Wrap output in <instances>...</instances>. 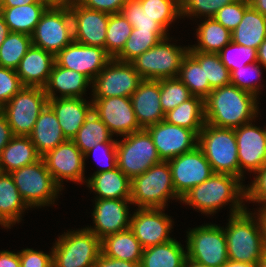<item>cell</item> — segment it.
I'll list each match as a JSON object with an SVG mask.
<instances>
[{"instance_id":"obj_1","label":"cell","mask_w":266,"mask_h":267,"mask_svg":"<svg viewBox=\"0 0 266 267\" xmlns=\"http://www.w3.org/2000/svg\"><path fill=\"white\" fill-rule=\"evenodd\" d=\"M257 97L229 84L215 88L204 99L205 121L209 125L235 129L258 116Z\"/></svg>"},{"instance_id":"obj_2","label":"cell","mask_w":266,"mask_h":267,"mask_svg":"<svg viewBox=\"0 0 266 267\" xmlns=\"http://www.w3.org/2000/svg\"><path fill=\"white\" fill-rule=\"evenodd\" d=\"M241 181L233 175L214 173L191 188L180 201L206 215L216 213V210L230 202V216L235 215L247 209L243 203V199L246 200V187Z\"/></svg>"},{"instance_id":"obj_3","label":"cell","mask_w":266,"mask_h":267,"mask_svg":"<svg viewBox=\"0 0 266 267\" xmlns=\"http://www.w3.org/2000/svg\"><path fill=\"white\" fill-rule=\"evenodd\" d=\"M255 213L245 210L231 215L227 227H223L226 237L228 260L257 265L266 252L262 232Z\"/></svg>"},{"instance_id":"obj_4","label":"cell","mask_w":266,"mask_h":267,"mask_svg":"<svg viewBox=\"0 0 266 267\" xmlns=\"http://www.w3.org/2000/svg\"><path fill=\"white\" fill-rule=\"evenodd\" d=\"M181 198L176 194L168 161L151 166L131 180V202L138 208H165L169 199Z\"/></svg>"},{"instance_id":"obj_5","label":"cell","mask_w":266,"mask_h":267,"mask_svg":"<svg viewBox=\"0 0 266 267\" xmlns=\"http://www.w3.org/2000/svg\"><path fill=\"white\" fill-rule=\"evenodd\" d=\"M214 173L240 178L238 148L234 129L205 123L198 135V145Z\"/></svg>"},{"instance_id":"obj_6","label":"cell","mask_w":266,"mask_h":267,"mask_svg":"<svg viewBox=\"0 0 266 267\" xmlns=\"http://www.w3.org/2000/svg\"><path fill=\"white\" fill-rule=\"evenodd\" d=\"M101 253V239L86 227L64 232L52 247L53 267H93Z\"/></svg>"},{"instance_id":"obj_7","label":"cell","mask_w":266,"mask_h":267,"mask_svg":"<svg viewBox=\"0 0 266 267\" xmlns=\"http://www.w3.org/2000/svg\"><path fill=\"white\" fill-rule=\"evenodd\" d=\"M10 174L22 199L30 208L54 204L62 190L53 180L42 157Z\"/></svg>"},{"instance_id":"obj_8","label":"cell","mask_w":266,"mask_h":267,"mask_svg":"<svg viewBox=\"0 0 266 267\" xmlns=\"http://www.w3.org/2000/svg\"><path fill=\"white\" fill-rule=\"evenodd\" d=\"M168 41L169 37L160 40L154 47L130 62L142 79L160 80L178 77L182 59L188 53L189 45L181 47Z\"/></svg>"},{"instance_id":"obj_9","label":"cell","mask_w":266,"mask_h":267,"mask_svg":"<svg viewBox=\"0 0 266 267\" xmlns=\"http://www.w3.org/2000/svg\"><path fill=\"white\" fill-rule=\"evenodd\" d=\"M116 156L117 167L130 180L161 162L153 140L144 128L117 141Z\"/></svg>"},{"instance_id":"obj_10","label":"cell","mask_w":266,"mask_h":267,"mask_svg":"<svg viewBox=\"0 0 266 267\" xmlns=\"http://www.w3.org/2000/svg\"><path fill=\"white\" fill-rule=\"evenodd\" d=\"M48 104L44 88L23 87L2 108L14 136H29Z\"/></svg>"},{"instance_id":"obj_11","label":"cell","mask_w":266,"mask_h":267,"mask_svg":"<svg viewBox=\"0 0 266 267\" xmlns=\"http://www.w3.org/2000/svg\"><path fill=\"white\" fill-rule=\"evenodd\" d=\"M32 45L54 55L74 41L70 9L47 7L40 17L33 34Z\"/></svg>"},{"instance_id":"obj_12","label":"cell","mask_w":266,"mask_h":267,"mask_svg":"<svg viewBox=\"0 0 266 267\" xmlns=\"http://www.w3.org/2000/svg\"><path fill=\"white\" fill-rule=\"evenodd\" d=\"M186 253L190 258L209 267H222L228 261L224 229L206 224L187 232Z\"/></svg>"},{"instance_id":"obj_13","label":"cell","mask_w":266,"mask_h":267,"mask_svg":"<svg viewBox=\"0 0 266 267\" xmlns=\"http://www.w3.org/2000/svg\"><path fill=\"white\" fill-rule=\"evenodd\" d=\"M140 74L130 62L112 58L92 82L93 98L128 97L142 81Z\"/></svg>"},{"instance_id":"obj_14","label":"cell","mask_w":266,"mask_h":267,"mask_svg":"<svg viewBox=\"0 0 266 267\" xmlns=\"http://www.w3.org/2000/svg\"><path fill=\"white\" fill-rule=\"evenodd\" d=\"M168 163L175 192L180 198L214 174L212 166L198 146L174 157Z\"/></svg>"},{"instance_id":"obj_15","label":"cell","mask_w":266,"mask_h":267,"mask_svg":"<svg viewBox=\"0 0 266 267\" xmlns=\"http://www.w3.org/2000/svg\"><path fill=\"white\" fill-rule=\"evenodd\" d=\"M55 183L62 189L63 180L84 182L85 156L73 140H66L42 156Z\"/></svg>"},{"instance_id":"obj_16","label":"cell","mask_w":266,"mask_h":267,"mask_svg":"<svg viewBox=\"0 0 266 267\" xmlns=\"http://www.w3.org/2000/svg\"><path fill=\"white\" fill-rule=\"evenodd\" d=\"M145 129L149 132L161 161H169L198 145V135L193 130L169 124L165 120Z\"/></svg>"},{"instance_id":"obj_17","label":"cell","mask_w":266,"mask_h":267,"mask_svg":"<svg viewBox=\"0 0 266 267\" xmlns=\"http://www.w3.org/2000/svg\"><path fill=\"white\" fill-rule=\"evenodd\" d=\"M92 102L93 111L112 135L119 134L122 137L142 129L137 123L131 98H93Z\"/></svg>"},{"instance_id":"obj_18","label":"cell","mask_w":266,"mask_h":267,"mask_svg":"<svg viewBox=\"0 0 266 267\" xmlns=\"http://www.w3.org/2000/svg\"><path fill=\"white\" fill-rule=\"evenodd\" d=\"M112 58L104 48L73 41L55 55V63L85 75L91 82Z\"/></svg>"},{"instance_id":"obj_19","label":"cell","mask_w":266,"mask_h":267,"mask_svg":"<svg viewBox=\"0 0 266 267\" xmlns=\"http://www.w3.org/2000/svg\"><path fill=\"white\" fill-rule=\"evenodd\" d=\"M165 208H138L130 218V229L143 248L166 243L172 219L164 213Z\"/></svg>"},{"instance_id":"obj_20","label":"cell","mask_w":266,"mask_h":267,"mask_svg":"<svg viewBox=\"0 0 266 267\" xmlns=\"http://www.w3.org/2000/svg\"><path fill=\"white\" fill-rule=\"evenodd\" d=\"M252 122L234 129L238 148L240 179L242 181L246 170L255 174L266 165V138L264 128L261 129V127H257L255 124L253 125Z\"/></svg>"},{"instance_id":"obj_21","label":"cell","mask_w":266,"mask_h":267,"mask_svg":"<svg viewBox=\"0 0 266 267\" xmlns=\"http://www.w3.org/2000/svg\"><path fill=\"white\" fill-rule=\"evenodd\" d=\"M69 9L73 23L74 41L105 49L110 14L86 8L79 3Z\"/></svg>"},{"instance_id":"obj_22","label":"cell","mask_w":266,"mask_h":267,"mask_svg":"<svg viewBox=\"0 0 266 267\" xmlns=\"http://www.w3.org/2000/svg\"><path fill=\"white\" fill-rule=\"evenodd\" d=\"M97 200V201H96ZM92 213L95 226L86 227L100 239L130 228V199H96ZM130 215V216H129Z\"/></svg>"},{"instance_id":"obj_23","label":"cell","mask_w":266,"mask_h":267,"mask_svg":"<svg viewBox=\"0 0 266 267\" xmlns=\"http://www.w3.org/2000/svg\"><path fill=\"white\" fill-rule=\"evenodd\" d=\"M130 98L137 123L141 128L145 129L164 120L159 80L143 79Z\"/></svg>"},{"instance_id":"obj_24","label":"cell","mask_w":266,"mask_h":267,"mask_svg":"<svg viewBox=\"0 0 266 267\" xmlns=\"http://www.w3.org/2000/svg\"><path fill=\"white\" fill-rule=\"evenodd\" d=\"M54 64V54L31 45L21 59L16 73L24 87L44 88Z\"/></svg>"},{"instance_id":"obj_25","label":"cell","mask_w":266,"mask_h":267,"mask_svg":"<svg viewBox=\"0 0 266 267\" xmlns=\"http://www.w3.org/2000/svg\"><path fill=\"white\" fill-rule=\"evenodd\" d=\"M89 102L84 98L48 99V105L53 109L66 139L72 140L77 135L93 111V102Z\"/></svg>"},{"instance_id":"obj_26","label":"cell","mask_w":266,"mask_h":267,"mask_svg":"<svg viewBox=\"0 0 266 267\" xmlns=\"http://www.w3.org/2000/svg\"><path fill=\"white\" fill-rule=\"evenodd\" d=\"M91 83L85 75L55 63L44 91L48 99L58 98L56 91L61 93L59 98H83L86 88Z\"/></svg>"},{"instance_id":"obj_27","label":"cell","mask_w":266,"mask_h":267,"mask_svg":"<svg viewBox=\"0 0 266 267\" xmlns=\"http://www.w3.org/2000/svg\"><path fill=\"white\" fill-rule=\"evenodd\" d=\"M29 138L41 157L67 140L53 109L48 104L38 116Z\"/></svg>"},{"instance_id":"obj_28","label":"cell","mask_w":266,"mask_h":267,"mask_svg":"<svg viewBox=\"0 0 266 267\" xmlns=\"http://www.w3.org/2000/svg\"><path fill=\"white\" fill-rule=\"evenodd\" d=\"M87 187L97 194L96 199H130L131 180L118 168L94 173L87 180ZM99 195V196H98Z\"/></svg>"},{"instance_id":"obj_29","label":"cell","mask_w":266,"mask_h":267,"mask_svg":"<svg viewBox=\"0 0 266 267\" xmlns=\"http://www.w3.org/2000/svg\"><path fill=\"white\" fill-rule=\"evenodd\" d=\"M27 208L12 175L0 172V225L8 229L16 222L19 223Z\"/></svg>"},{"instance_id":"obj_30","label":"cell","mask_w":266,"mask_h":267,"mask_svg":"<svg viewBox=\"0 0 266 267\" xmlns=\"http://www.w3.org/2000/svg\"><path fill=\"white\" fill-rule=\"evenodd\" d=\"M40 158L29 136H13L1 152L0 172L11 173Z\"/></svg>"},{"instance_id":"obj_31","label":"cell","mask_w":266,"mask_h":267,"mask_svg":"<svg viewBox=\"0 0 266 267\" xmlns=\"http://www.w3.org/2000/svg\"><path fill=\"white\" fill-rule=\"evenodd\" d=\"M143 250L130 228L101 239V253L113 259L140 263Z\"/></svg>"},{"instance_id":"obj_32","label":"cell","mask_w":266,"mask_h":267,"mask_svg":"<svg viewBox=\"0 0 266 267\" xmlns=\"http://www.w3.org/2000/svg\"><path fill=\"white\" fill-rule=\"evenodd\" d=\"M232 42L246 47L258 49L266 39V16L250 6L241 22L231 32Z\"/></svg>"},{"instance_id":"obj_33","label":"cell","mask_w":266,"mask_h":267,"mask_svg":"<svg viewBox=\"0 0 266 267\" xmlns=\"http://www.w3.org/2000/svg\"><path fill=\"white\" fill-rule=\"evenodd\" d=\"M45 3H33L15 7H0L10 32L32 35L41 15L47 9Z\"/></svg>"},{"instance_id":"obj_34","label":"cell","mask_w":266,"mask_h":267,"mask_svg":"<svg viewBox=\"0 0 266 267\" xmlns=\"http://www.w3.org/2000/svg\"><path fill=\"white\" fill-rule=\"evenodd\" d=\"M187 257L181 243L172 239L166 243L144 248L140 267H183Z\"/></svg>"},{"instance_id":"obj_35","label":"cell","mask_w":266,"mask_h":267,"mask_svg":"<svg viewBox=\"0 0 266 267\" xmlns=\"http://www.w3.org/2000/svg\"><path fill=\"white\" fill-rule=\"evenodd\" d=\"M197 45L189 46L188 51L219 53L231 41V32L214 17L205 18L196 30Z\"/></svg>"},{"instance_id":"obj_36","label":"cell","mask_w":266,"mask_h":267,"mask_svg":"<svg viewBox=\"0 0 266 267\" xmlns=\"http://www.w3.org/2000/svg\"><path fill=\"white\" fill-rule=\"evenodd\" d=\"M164 120L169 124L193 130L199 135L206 123L204 99L199 96H192L173 110L165 113Z\"/></svg>"},{"instance_id":"obj_37","label":"cell","mask_w":266,"mask_h":267,"mask_svg":"<svg viewBox=\"0 0 266 267\" xmlns=\"http://www.w3.org/2000/svg\"><path fill=\"white\" fill-rule=\"evenodd\" d=\"M111 137L113 135L109 132L107 126L92 111L72 140L80 151L85 154L98 143L117 142V140Z\"/></svg>"},{"instance_id":"obj_38","label":"cell","mask_w":266,"mask_h":267,"mask_svg":"<svg viewBox=\"0 0 266 267\" xmlns=\"http://www.w3.org/2000/svg\"><path fill=\"white\" fill-rule=\"evenodd\" d=\"M166 37H168L167 31H144L132 28L131 35L123 50L114 59L121 62H131Z\"/></svg>"},{"instance_id":"obj_39","label":"cell","mask_w":266,"mask_h":267,"mask_svg":"<svg viewBox=\"0 0 266 267\" xmlns=\"http://www.w3.org/2000/svg\"><path fill=\"white\" fill-rule=\"evenodd\" d=\"M178 78L193 96L205 99L213 90L205 80L204 66L188 52L182 59Z\"/></svg>"},{"instance_id":"obj_40","label":"cell","mask_w":266,"mask_h":267,"mask_svg":"<svg viewBox=\"0 0 266 267\" xmlns=\"http://www.w3.org/2000/svg\"><path fill=\"white\" fill-rule=\"evenodd\" d=\"M31 45L30 35L10 32L0 46V66L16 70Z\"/></svg>"},{"instance_id":"obj_41","label":"cell","mask_w":266,"mask_h":267,"mask_svg":"<svg viewBox=\"0 0 266 267\" xmlns=\"http://www.w3.org/2000/svg\"><path fill=\"white\" fill-rule=\"evenodd\" d=\"M131 23L123 14H110L107 25L105 51L111 57L115 58L122 50L132 32Z\"/></svg>"},{"instance_id":"obj_42","label":"cell","mask_w":266,"mask_h":267,"mask_svg":"<svg viewBox=\"0 0 266 267\" xmlns=\"http://www.w3.org/2000/svg\"><path fill=\"white\" fill-rule=\"evenodd\" d=\"M188 52L204 66L205 80H208L212 89L231 84L230 72L220 60L218 53Z\"/></svg>"},{"instance_id":"obj_43","label":"cell","mask_w":266,"mask_h":267,"mask_svg":"<svg viewBox=\"0 0 266 267\" xmlns=\"http://www.w3.org/2000/svg\"><path fill=\"white\" fill-rule=\"evenodd\" d=\"M145 13L158 22L166 31L172 22L181 16V7L172 0H138Z\"/></svg>"},{"instance_id":"obj_44","label":"cell","mask_w":266,"mask_h":267,"mask_svg":"<svg viewBox=\"0 0 266 267\" xmlns=\"http://www.w3.org/2000/svg\"><path fill=\"white\" fill-rule=\"evenodd\" d=\"M160 102L162 110L167 113L187 101L193 95L178 78L160 79Z\"/></svg>"},{"instance_id":"obj_45","label":"cell","mask_w":266,"mask_h":267,"mask_svg":"<svg viewBox=\"0 0 266 267\" xmlns=\"http://www.w3.org/2000/svg\"><path fill=\"white\" fill-rule=\"evenodd\" d=\"M233 52L236 53L234 54ZM218 55L229 72L247 64L257 62V49L235 44L232 41Z\"/></svg>"},{"instance_id":"obj_46","label":"cell","mask_w":266,"mask_h":267,"mask_svg":"<svg viewBox=\"0 0 266 267\" xmlns=\"http://www.w3.org/2000/svg\"><path fill=\"white\" fill-rule=\"evenodd\" d=\"M121 13L133 28L144 31H166L158 22L149 17L138 0H127Z\"/></svg>"},{"instance_id":"obj_47","label":"cell","mask_w":266,"mask_h":267,"mask_svg":"<svg viewBox=\"0 0 266 267\" xmlns=\"http://www.w3.org/2000/svg\"><path fill=\"white\" fill-rule=\"evenodd\" d=\"M260 68V63L258 62L247 64L241 68H236L230 72L231 84L235 85L241 90L253 94L258 98V94L260 93L259 89L261 86L256 82V80L262 74ZM254 79L256 80L254 81Z\"/></svg>"},{"instance_id":"obj_48","label":"cell","mask_w":266,"mask_h":267,"mask_svg":"<svg viewBox=\"0 0 266 267\" xmlns=\"http://www.w3.org/2000/svg\"><path fill=\"white\" fill-rule=\"evenodd\" d=\"M236 0H184L181 6V16L198 18L205 16L211 18L225 5H229Z\"/></svg>"},{"instance_id":"obj_49","label":"cell","mask_w":266,"mask_h":267,"mask_svg":"<svg viewBox=\"0 0 266 267\" xmlns=\"http://www.w3.org/2000/svg\"><path fill=\"white\" fill-rule=\"evenodd\" d=\"M250 6L249 0H236L229 5L223 6L214 18L232 32L241 22L244 12Z\"/></svg>"},{"instance_id":"obj_50","label":"cell","mask_w":266,"mask_h":267,"mask_svg":"<svg viewBox=\"0 0 266 267\" xmlns=\"http://www.w3.org/2000/svg\"><path fill=\"white\" fill-rule=\"evenodd\" d=\"M23 84L16 70L0 66V107L2 108L17 92L23 88Z\"/></svg>"},{"instance_id":"obj_51","label":"cell","mask_w":266,"mask_h":267,"mask_svg":"<svg viewBox=\"0 0 266 267\" xmlns=\"http://www.w3.org/2000/svg\"><path fill=\"white\" fill-rule=\"evenodd\" d=\"M252 185L246 186V200L266 205V165L256 172Z\"/></svg>"},{"instance_id":"obj_52","label":"cell","mask_w":266,"mask_h":267,"mask_svg":"<svg viewBox=\"0 0 266 267\" xmlns=\"http://www.w3.org/2000/svg\"><path fill=\"white\" fill-rule=\"evenodd\" d=\"M21 267H53L52 249L49 254L33 249H23L19 252Z\"/></svg>"},{"instance_id":"obj_53","label":"cell","mask_w":266,"mask_h":267,"mask_svg":"<svg viewBox=\"0 0 266 267\" xmlns=\"http://www.w3.org/2000/svg\"><path fill=\"white\" fill-rule=\"evenodd\" d=\"M116 145L117 142H102V143H98L96 144L93 148H91L88 152H86L84 154L85 159L88 158L90 155H95L97 151H103V156H106L105 158H108V162L106 163L107 165L101 168V169H97V171H95V173L98 172H106L108 170H112L115 169L117 167V156H116ZM104 149V150H103ZM103 161V160H102ZM102 165V164H101Z\"/></svg>"},{"instance_id":"obj_54","label":"cell","mask_w":266,"mask_h":267,"mask_svg":"<svg viewBox=\"0 0 266 267\" xmlns=\"http://www.w3.org/2000/svg\"><path fill=\"white\" fill-rule=\"evenodd\" d=\"M127 0H79V4L86 8L106 12L120 13Z\"/></svg>"},{"instance_id":"obj_55","label":"cell","mask_w":266,"mask_h":267,"mask_svg":"<svg viewBox=\"0 0 266 267\" xmlns=\"http://www.w3.org/2000/svg\"><path fill=\"white\" fill-rule=\"evenodd\" d=\"M140 263L113 259L100 253L93 267H140Z\"/></svg>"},{"instance_id":"obj_56","label":"cell","mask_w":266,"mask_h":267,"mask_svg":"<svg viewBox=\"0 0 266 267\" xmlns=\"http://www.w3.org/2000/svg\"><path fill=\"white\" fill-rule=\"evenodd\" d=\"M13 136L7 117L0 111V155L3 148L10 142Z\"/></svg>"},{"instance_id":"obj_57","label":"cell","mask_w":266,"mask_h":267,"mask_svg":"<svg viewBox=\"0 0 266 267\" xmlns=\"http://www.w3.org/2000/svg\"><path fill=\"white\" fill-rule=\"evenodd\" d=\"M0 267H21L19 252L13 253L8 250L0 251Z\"/></svg>"},{"instance_id":"obj_58","label":"cell","mask_w":266,"mask_h":267,"mask_svg":"<svg viewBox=\"0 0 266 267\" xmlns=\"http://www.w3.org/2000/svg\"><path fill=\"white\" fill-rule=\"evenodd\" d=\"M258 212L256 214L257 216L255 217L258 219L261 227L263 245L266 251V205L262 206L261 208L259 207Z\"/></svg>"},{"instance_id":"obj_59","label":"cell","mask_w":266,"mask_h":267,"mask_svg":"<svg viewBox=\"0 0 266 267\" xmlns=\"http://www.w3.org/2000/svg\"><path fill=\"white\" fill-rule=\"evenodd\" d=\"M48 7L70 8L76 5L79 0H42Z\"/></svg>"},{"instance_id":"obj_60","label":"cell","mask_w":266,"mask_h":267,"mask_svg":"<svg viewBox=\"0 0 266 267\" xmlns=\"http://www.w3.org/2000/svg\"><path fill=\"white\" fill-rule=\"evenodd\" d=\"M33 3H44V2L42 0H2L0 2V7H15Z\"/></svg>"},{"instance_id":"obj_61","label":"cell","mask_w":266,"mask_h":267,"mask_svg":"<svg viewBox=\"0 0 266 267\" xmlns=\"http://www.w3.org/2000/svg\"><path fill=\"white\" fill-rule=\"evenodd\" d=\"M257 62L266 69V39L260 44L257 49Z\"/></svg>"},{"instance_id":"obj_62","label":"cell","mask_w":266,"mask_h":267,"mask_svg":"<svg viewBox=\"0 0 266 267\" xmlns=\"http://www.w3.org/2000/svg\"><path fill=\"white\" fill-rule=\"evenodd\" d=\"M250 5L260 12L262 15L266 16V0H249Z\"/></svg>"},{"instance_id":"obj_63","label":"cell","mask_w":266,"mask_h":267,"mask_svg":"<svg viewBox=\"0 0 266 267\" xmlns=\"http://www.w3.org/2000/svg\"><path fill=\"white\" fill-rule=\"evenodd\" d=\"M10 33V30L7 24L4 21L3 16L0 14V46L4 42L5 38Z\"/></svg>"},{"instance_id":"obj_64","label":"cell","mask_w":266,"mask_h":267,"mask_svg":"<svg viewBox=\"0 0 266 267\" xmlns=\"http://www.w3.org/2000/svg\"><path fill=\"white\" fill-rule=\"evenodd\" d=\"M222 267H257L255 264L228 260Z\"/></svg>"},{"instance_id":"obj_65","label":"cell","mask_w":266,"mask_h":267,"mask_svg":"<svg viewBox=\"0 0 266 267\" xmlns=\"http://www.w3.org/2000/svg\"><path fill=\"white\" fill-rule=\"evenodd\" d=\"M183 267H209V266L200 264V263L186 257L184 264H183Z\"/></svg>"},{"instance_id":"obj_66","label":"cell","mask_w":266,"mask_h":267,"mask_svg":"<svg viewBox=\"0 0 266 267\" xmlns=\"http://www.w3.org/2000/svg\"><path fill=\"white\" fill-rule=\"evenodd\" d=\"M257 267H266V252L263 254L262 258L258 261Z\"/></svg>"},{"instance_id":"obj_67","label":"cell","mask_w":266,"mask_h":267,"mask_svg":"<svg viewBox=\"0 0 266 267\" xmlns=\"http://www.w3.org/2000/svg\"><path fill=\"white\" fill-rule=\"evenodd\" d=\"M172 1L176 2L181 7L184 0H172Z\"/></svg>"},{"instance_id":"obj_68","label":"cell","mask_w":266,"mask_h":267,"mask_svg":"<svg viewBox=\"0 0 266 267\" xmlns=\"http://www.w3.org/2000/svg\"><path fill=\"white\" fill-rule=\"evenodd\" d=\"M265 129H264V133H265V138H266V126L264 127Z\"/></svg>"}]
</instances>
